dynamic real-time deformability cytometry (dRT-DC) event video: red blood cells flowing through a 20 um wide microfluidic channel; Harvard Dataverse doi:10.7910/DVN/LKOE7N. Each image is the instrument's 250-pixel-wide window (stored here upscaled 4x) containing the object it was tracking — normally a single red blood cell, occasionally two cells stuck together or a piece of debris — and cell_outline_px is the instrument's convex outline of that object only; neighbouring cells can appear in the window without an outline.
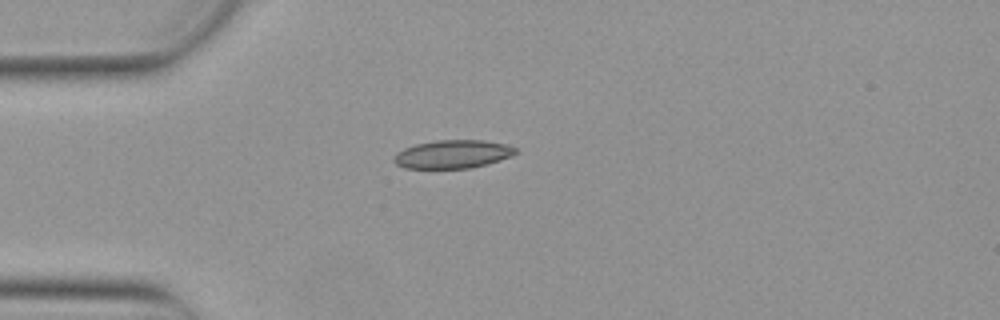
{"species": "Egyptian fruit bat (a non-hibernating species)", "species_latin": "Rousettus aegyptiacus", "temperature_condition": "warm", "stored_images_in_passage": 40, "camera_frame_rate_fps": 3000, "um_per_image_px": 0.085, "animal": {"sex": "female"}, "frame": {"image": 1, "passage_image": 1, "time_ms": 0.0, "image_size_px": [1000, 320], "cell_outline_px": [[516, 152], [512, 156], [500, 160], [472, 168], [404, 168], [396, 164], [392, 160], [392, 156], [396, 152], [404, 148], [416, 144], [436, 140], [484, 140], [504, 144], [516, 148]], "centroid_in_image_um": [38.44, 13.1], "position_along_channel_um": 46.6, "area_um2": 20.11}}
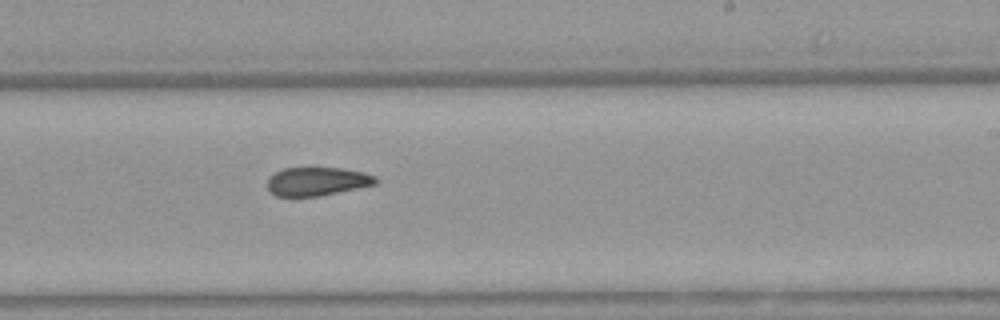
{"frame": {"image": 2, "passage_image": 19, "time_ms": 6.0, "image_size_px": [1000, 320], "cell_outline_px": [[380, 180], [376, 184], [316, 196], [276, 196], [268, 188], [268, 176], [284, 168], [344, 168], [364, 172], [376, 176]], "centroid_in_image_um": [26.97, 15.4], "position_along_channel_um": 262.0, "area_um2": 17.86}}
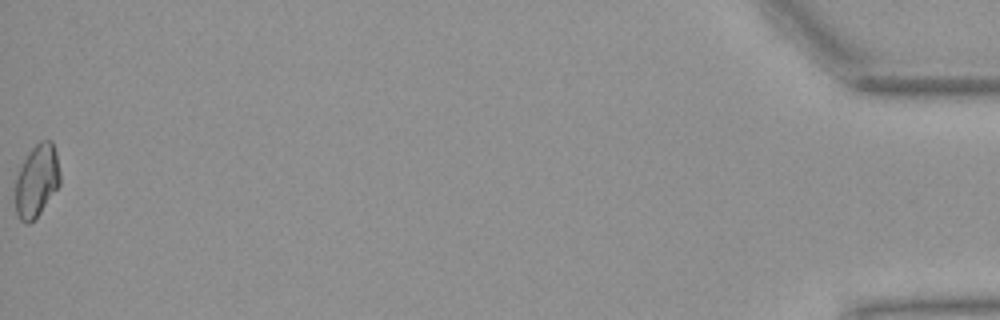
{"frame": {"image": 3, "passage_image": 40, "time_ms": 13.0, "image_size_px": [1000, 320], "cell_outline_px": [[60, 184], [40, 212], [28, 224], [24, 224], [20, 220], [16, 212], [16, 176], [28, 152], [40, 140], [52, 140], [56, 152], [60, 172]], "centroid_in_image_um": [3.13, 15.34], "position_along_channel_um": 432.1, "area_um2": 18.73}, "authors_computed_cell_mechanics": {"area_um2": 19.1029, "velocity_mm_per_s": 3.8791, "shape_relaxation_time_tau1_ms": null, "shape_relaxation_time_tau2_ms": 4.4352, "deformation_change_tau1": null, "deformation_change_tau2": 0.0875}}